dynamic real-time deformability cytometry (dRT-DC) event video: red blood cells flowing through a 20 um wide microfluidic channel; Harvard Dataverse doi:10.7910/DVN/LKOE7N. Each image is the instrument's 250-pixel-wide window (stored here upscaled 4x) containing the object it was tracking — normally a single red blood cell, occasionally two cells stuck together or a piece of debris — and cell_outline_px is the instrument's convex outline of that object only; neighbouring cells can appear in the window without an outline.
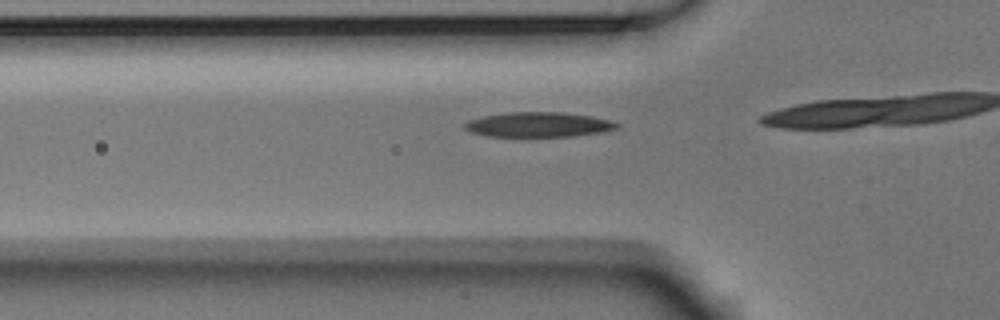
{"species": "Egyptian fruit bat (a non-hibernating species)", "species_latin": "Rousettus aegyptiacus", "temperature_condition": "room temperature", "stored_images_in_passage": 13, "camera_frame_rate_fps": 3000, "um_per_image_px": 0.085, "animal": {"sex": "male"}, "frame": {"image": 1, "passage_image": 8, "time_ms": 2.333, "image_size_px": [1000, 320], "cell_outline_px": [[620, 124], [616, 128], [600, 132], [572, 136], [488, 136], [472, 132], [464, 128], [464, 124], [468, 120], [484, 116], [508, 112], [564, 112], [592, 116], [608, 120]], "centroid_in_image_um": [45.75, 10.58], "position_along_channel_um": 80.0, "area_um2": 21.79}}
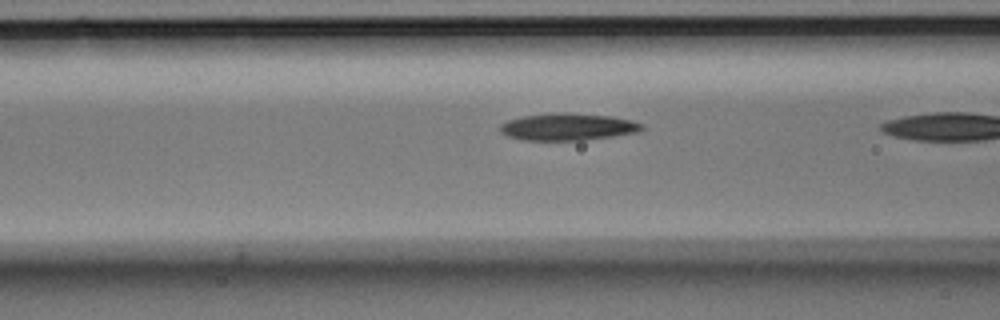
{"frame": {"image": 2, "passage_image": 11, "time_ms": 3.333, "image_size_px": [1000, 320], "cell_outline_px": [[644, 128], [640, 132], [584, 140], [524, 140], [508, 136], [500, 132], [500, 124], [508, 120], [524, 116], [556, 112], [568, 112], [612, 116], [632, 120], [644, 124]], "centroid_in_image_um": [48.3, 10.77], "position_along_channel_um": 118.3, "area_um2": 22.54}}